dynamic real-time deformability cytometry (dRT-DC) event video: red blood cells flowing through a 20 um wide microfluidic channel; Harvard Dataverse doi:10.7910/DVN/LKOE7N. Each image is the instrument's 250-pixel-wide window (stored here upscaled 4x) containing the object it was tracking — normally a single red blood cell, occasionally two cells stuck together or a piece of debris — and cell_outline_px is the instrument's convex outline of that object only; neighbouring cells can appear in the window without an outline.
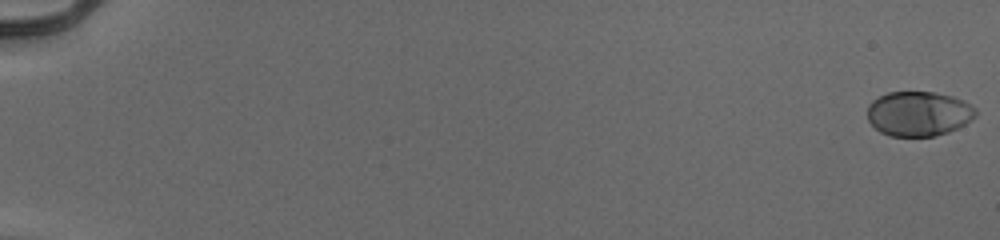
{"species": "human", "species_latin": "Homo sapiens", "temperature_condition": "cold", "stored_images_in_passage": 55, "camera_frame_rate_fps": 3000, "um_per_image_px": 0.085, "donor": {"sex": "male"}, "frame": {"image": 1, "passage_image": 1, "time_ms": 0.0, "image_size_px": [1000, 240], "cell_outline_px": [[976, 116], [972, 120], [948, 132], [936, 136], [888, 136], [880, 132], [868, 120], [868, 104], [872, 100], [888, 92], [932, 92], [952, 96], [964, 100], [976, 108]], "centroid_in_image_um": [78.09, 9.66], "position_along_channel_um": 6.9, "area_um2": 28.32}}
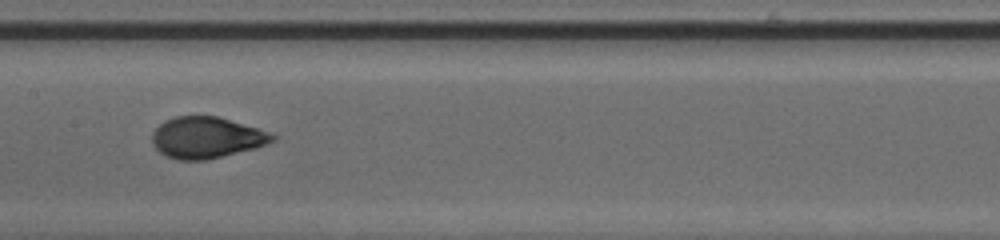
{"frame": {"image": 2, "passage_image": 31, "time_ms": 10.0, "image_size_px": [1000, 240], "cell_outline_px": [[276, 140], [268, 144], [256, 148], [204, 160], [176, 160], [160, 152], [152, 144], [152, 132], [164, 120], [176, 116], [216, 116], [272, 132], [276, 136]], "centroid_in_image_um": [17.57, 11.69], "position_along_channel_um": 189.8, "area_um2": 28.96}}
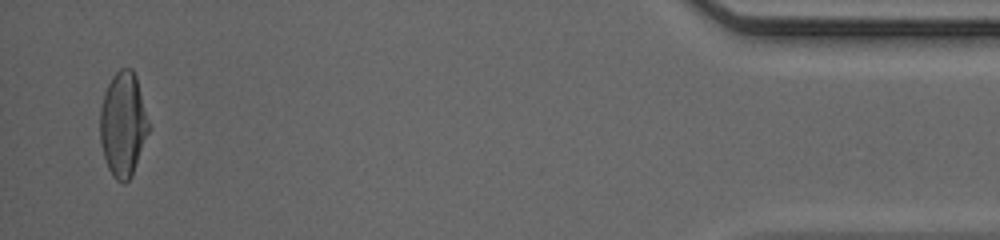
{"frame": {"image": 3, "passage_image": 54, "time_ms": 17.667, "image_size_px": [1000, 240], "cell_outline_px": [[152, 128], [132, 172], [128, 180], [124, 184], [116, 180], [112, 176], [108, 168], [100, 144], [100, 108], [104, 92], [112, 76], [120, 68], [132, 68], [136, 76]], "centroid_in_image_um": [10.48, 10.55], "position_along_channel_um": 424.7, "area_um2": 30.0}, "authors_computed_cell_mechanics": {"area_um2": 28.7266, "velocity_mm_per_s": 3.9706, "shape_relaxation_time_tau1_ms": 4.056, "shape_relaxation_time_tau2_ms": null, "deformation_change_tau1": 0.1748, "deformation_change_tau2": null}}